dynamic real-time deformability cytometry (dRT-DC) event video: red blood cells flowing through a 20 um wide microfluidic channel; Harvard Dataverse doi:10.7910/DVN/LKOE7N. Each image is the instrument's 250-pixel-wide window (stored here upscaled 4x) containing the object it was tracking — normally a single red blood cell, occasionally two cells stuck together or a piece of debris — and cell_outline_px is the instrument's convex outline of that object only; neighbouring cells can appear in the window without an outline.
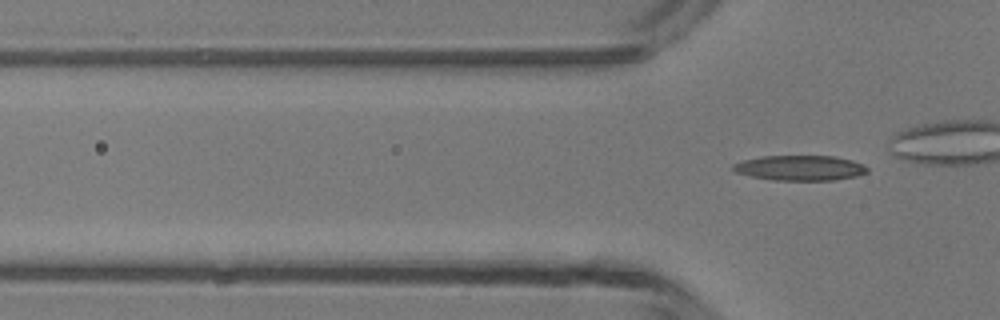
{"species": "common noctule bat (a hibernating species)", "species_latin": "Nyctalus noctula", "temperature_condition": "room temperature", "stored_images_in_passage": 5, "camera_frame_rate_fps": 3000, "um_per_image_px": 0.085, "animal": {"sex": "male", "body_mass_g": 13.3}, "frame": {"image": 1, "passage_image": 5, "time_ms": 4.667, "image_size_px": [1000, 320], "cell_outline_px": [[868, 172], [856, 176], [832, 180], [772, 180], [752, 176], [736, 172], [732, 168], [732, 164], [744, 160], [760, 156], [836, 156], [852, 160], [864, 164], [868, 168]], "centroid_in_image_um": [68.02, 14.27], "position_along_channel_um": 57.8, "area_um2": 19.65}}